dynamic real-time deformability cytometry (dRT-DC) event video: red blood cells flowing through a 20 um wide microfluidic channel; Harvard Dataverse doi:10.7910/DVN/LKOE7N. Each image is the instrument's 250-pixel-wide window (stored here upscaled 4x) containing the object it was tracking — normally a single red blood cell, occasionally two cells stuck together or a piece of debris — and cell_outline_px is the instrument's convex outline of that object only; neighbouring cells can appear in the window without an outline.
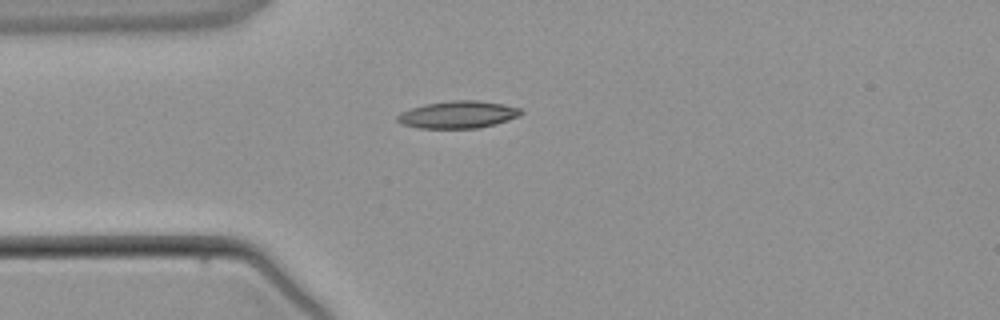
{"species": "common noctule bat (a hibernating species)", "species_latin": "Nyctalus noctula", "temperature_condition": "warm", "stored_images_in_passage": 3, "camera_frame_rate_fps": 3000, "um_per_image_px": 0.085, "animal": {"sex": "male", "body_mass_g": 21.5, "forearm_length_mm": 52.0}, "frame": {"image": 1, "passage_image": 3, "time_ms": 3.333, "image_size_px": [1000, 320], "cell_outline_px": [[524, 112], [520, 116], [496, 124], [480, 128], [416, 128], [400, 124], [396, 120], [396, 116], [400, 112], [424, 104], [452, 100], [476, 100], [504, 104], [520, 108]], "centroid_in_image_um": [38.92, 9.74], "position_along_channel_um": 46.1, "area_um2": 19.88}}